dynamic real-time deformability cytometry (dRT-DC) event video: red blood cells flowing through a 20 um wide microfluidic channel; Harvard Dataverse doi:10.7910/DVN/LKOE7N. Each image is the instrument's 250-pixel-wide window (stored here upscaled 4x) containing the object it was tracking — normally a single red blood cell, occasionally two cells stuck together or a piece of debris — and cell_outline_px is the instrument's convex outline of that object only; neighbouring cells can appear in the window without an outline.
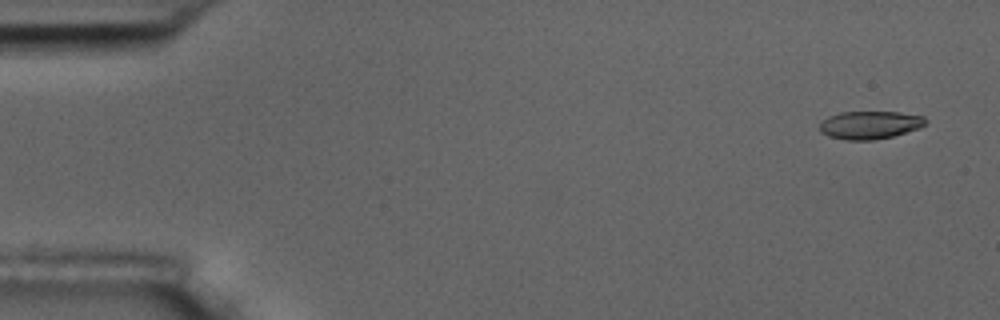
{"species": "common noctule bat (a hibernating species)", "species_latin": "Nyctalus noctula", "temperature_condition": "room temperature", "stored_images_in_passage": 5, "camera_frame_rate_fps": 3000, "um_per_image_px": 0.085, "animal": {"sex": "male", "body_mass_g": 17.5, "forearm_length_mm": 52.3}, "frame": {"image": 1, "passage_image": 1, "time_ms": 0.0, "image_size_px": [1000, 320], "cell_outline_px": [[928, 120], [920, 128], [892, 136], [872, 140], [848, 140], [828, 136], [820, 132], [820, 120], [828, 116], [840, 112], [900, 112], [924, 116]], "centroid_in_image_um": [73.92, 10.61], "position_along_channel_um": 11.1, "area_um2": 17.34}}
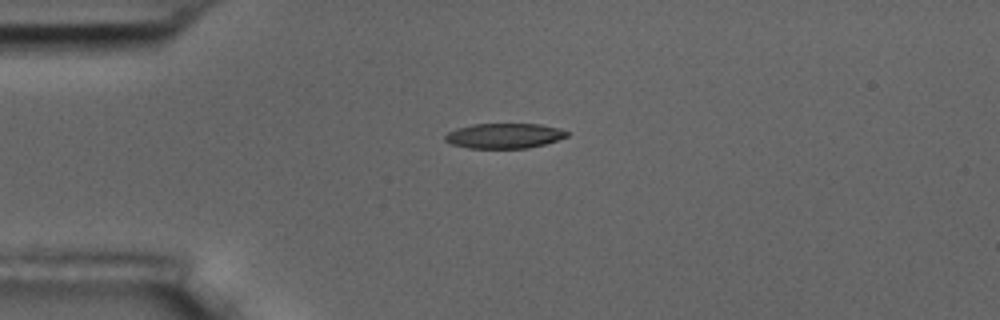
{"frame": {"image": 2, "passage_image": 4, "time_ms": 3.667, "image_size_px": [1000, 320], "cell_outline_px": [[568, 136], [544, 144], [528, 148], [468, 148], [452, 144], [444, 140], [444, 136], [448, 132], [456, 128], [472, 124], [540, 124], [556, 128], [568, 132]], "centroid_in_image_um": [42.81, 11.54], "position_along_channel_um": 42.2, "area_um2": 17.69}}